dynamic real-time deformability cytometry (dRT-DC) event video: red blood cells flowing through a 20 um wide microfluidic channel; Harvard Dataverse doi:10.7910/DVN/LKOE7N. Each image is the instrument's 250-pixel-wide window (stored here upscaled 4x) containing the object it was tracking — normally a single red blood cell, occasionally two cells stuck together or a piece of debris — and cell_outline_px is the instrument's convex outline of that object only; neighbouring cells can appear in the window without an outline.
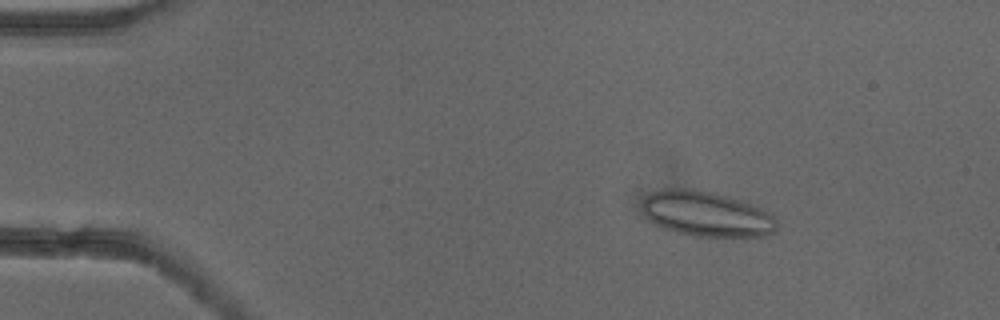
{"species": "common noctule bat (a hibernating species)", "species_latin": "Nyctalus noctula", "temperature_condition": "cold", "stored_images_in_passage": 53, "camera_frame_rate_fps": 3000, "um_per_image_px": 0.085, "animal": {"sex": "female"}, "frame": {"image": 1, "passage_image": 8, "time_ms": 2.333, "image_size_px": [1000, 320], "cell_outline_px": [[776, 232], [764, 236], [692, 236], [676, 232], [664, 228], [648, 220], [644, 216], [644, 200], [652, 192], [664, 188], [684, 188], [712, 192], [740, 200], [772, 212], [776, 220]], "centroid_in_image_um": [60.08, 18.19], "position_along_channel_um": 24.9, "area_um2": 35.32}}
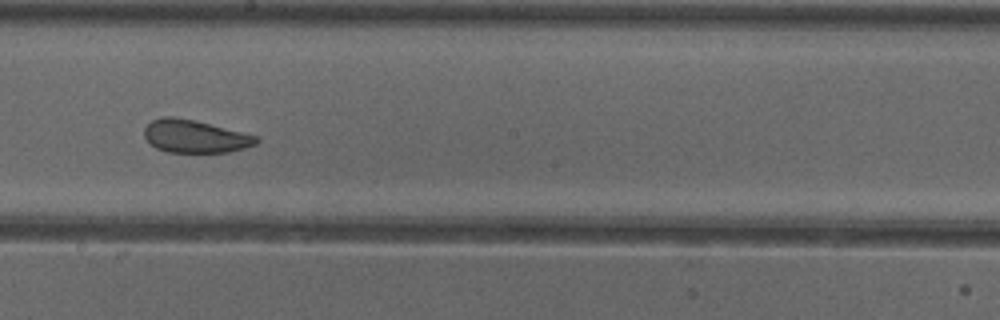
{"frame": {"image": 2, "passage_image": 30, "time_ms": 9.667, "image_size_px": [1000, 320], "cell_outline_px": [[260, 140], [256, 144], [244, 148], [228, 152], [168, 152], [156, 148], [144, 136], [144, 128], [152, 120], [160, 116], [172, 116], [192, 120], [256, 136]], "centroid_in_image_um": [16.53, 11.59], "position_along_channel_um": 231.7, "area_um2": 21.04}}
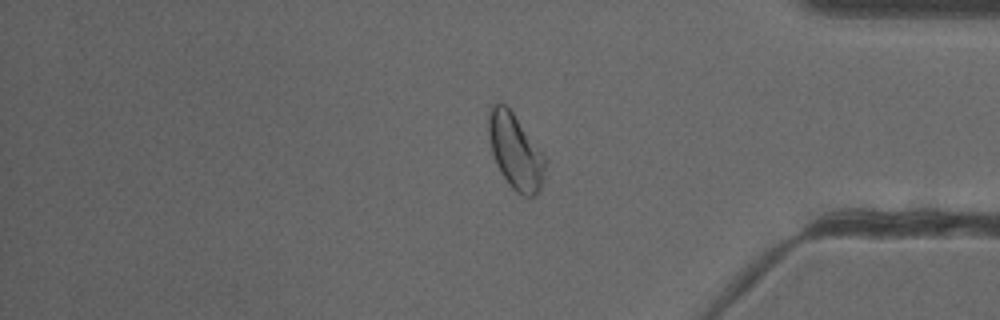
{"frame": {"image": 3, "passage_image": 44, "time_ms": 14.333, "image_size_px": [1000, 320], "cell_outline_px": [[544, 168], [540, 188], [532, 196], [524, 196], [516, 192], [508, 184], [500, 172], [496, 164], [492, 152], [488, 136], [488, 112], [492, 104], [504, 104], [512, 112], [544, 156]], "centroid_in_image_um": [43.75, 12.87], "position_along_channel_um": 391.5, "area_um2": 24.16}, "authors_computed_cell_mechanics": {"area_um2": 25.5476, "velocity_mm_per_s": 3.8853, "shape_relaxation_time_tau1_ms": null, "shape_relaxation_time_tau2_ms": 0.9818, "deformation_change_tau1": null, "deformation_change_tau2": 0.0774}}